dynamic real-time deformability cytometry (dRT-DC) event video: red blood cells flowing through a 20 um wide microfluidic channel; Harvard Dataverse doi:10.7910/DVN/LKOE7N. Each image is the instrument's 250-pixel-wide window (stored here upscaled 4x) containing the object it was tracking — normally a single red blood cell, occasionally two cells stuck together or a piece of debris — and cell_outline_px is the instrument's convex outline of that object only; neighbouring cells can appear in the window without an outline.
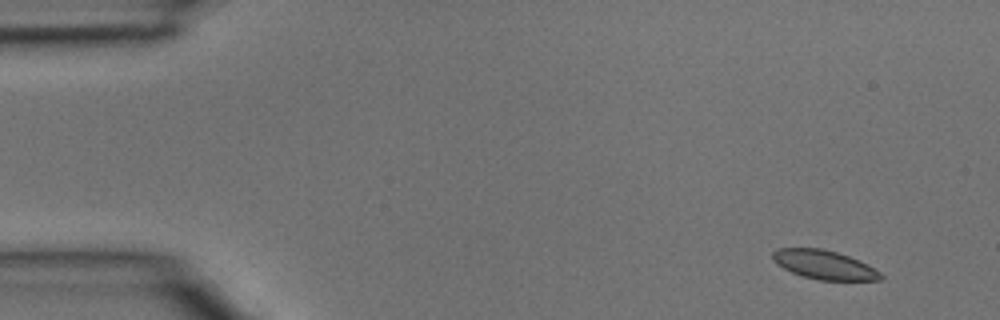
{"species": "common noctule bat (a hibernating species)", "species_latin": "Nyctalus noctula", "temperature_condition": "room temperature", "stored_images_in_passage": 4, "camera_frame_rate_fps": 3000, "um_per_image_px": 0.085, "animal": {"sex": "male", "body_mass_g": 15.6}, "frame": {"image": 1, "passage_image": 1, "time_ms": 0.0, "image_size_px": [1000, 320], "cell_outline_px": [[884, 276], [880, 280], [820, 280], [804, 276], [792, 272], [776, 264], [772, 260], [772, 252], [776, 248], [820, 248], [836, 252], [860, 260], [868, 264], [880, 272]], "centroid_in_image_um": [70.05, 22.5], "position_along_channel_um": 15.0, "area_um2": 18.21}}
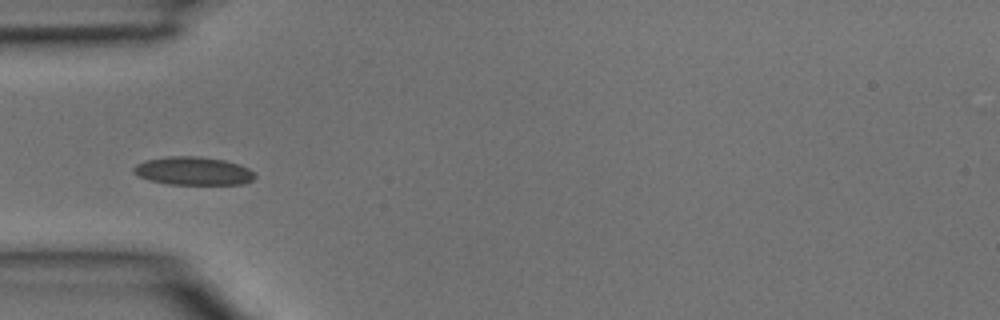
{"frame": {"image": 2, "passage_image": 4, "time_ms": 1.0, "image_size_px": [1000, 320], "cell_outline_px": [[256, 176], [252, 180], [244, 184], [168, 184], [148, 180], [136, 176], [132, 172], [132, 168], [136, 164], [144, 160], [168, 156], [200, 156], [224, 160], [240, 164], [256, 172]], "centroid_in_image_um": [16.4, 14.53], "position_along_channel_um": 68.6, "area_um2": 20.29}}